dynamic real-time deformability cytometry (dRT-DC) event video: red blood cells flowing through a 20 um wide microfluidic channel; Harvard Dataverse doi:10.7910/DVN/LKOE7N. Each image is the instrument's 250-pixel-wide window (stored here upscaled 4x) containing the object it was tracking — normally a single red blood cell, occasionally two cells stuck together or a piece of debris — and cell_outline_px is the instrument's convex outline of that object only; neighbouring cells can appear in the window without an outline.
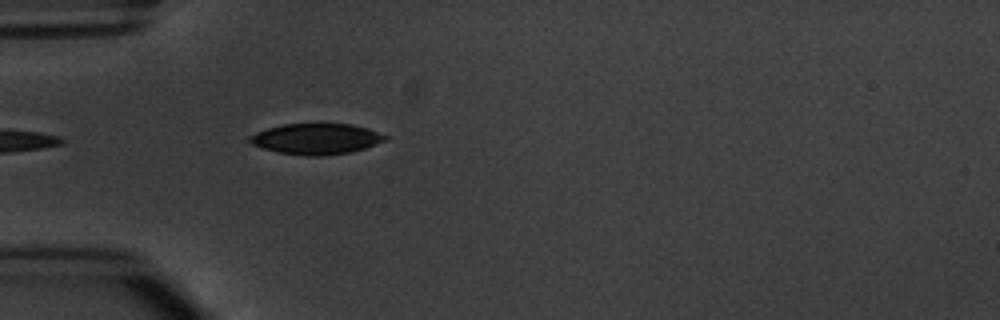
{"species": "common noctule bat (a hibernating species)", "species_latin": "Nyctalus noctula", "temperature_condition": "warm", "stored_images_in_passage": 4, "camera_frame_rate_fps": 3000, "um_per_image_px": 0.085, "animal": {"sex": "male", "body_mass_g": 20.1, "forearm_length_mm": 53.5}, "frame": {"image": 1, "passage_image": 4, "time_ms": 4.333, "image_size_px": [1000, 320], "cell_outline_px": [[388, 140], [352, 152], [320, 156], [304, 156], [280, 152], [264, 148], [252, 144], [248, 140], [248, 136], [256, 132], [268, 128], [284, 124], [352, 124], [368, 128], [388, 136]], "centroid_in_image_um": [26.9, 11.8], "position_along_channel_um": 58.1, "area_um2": 24.28}}